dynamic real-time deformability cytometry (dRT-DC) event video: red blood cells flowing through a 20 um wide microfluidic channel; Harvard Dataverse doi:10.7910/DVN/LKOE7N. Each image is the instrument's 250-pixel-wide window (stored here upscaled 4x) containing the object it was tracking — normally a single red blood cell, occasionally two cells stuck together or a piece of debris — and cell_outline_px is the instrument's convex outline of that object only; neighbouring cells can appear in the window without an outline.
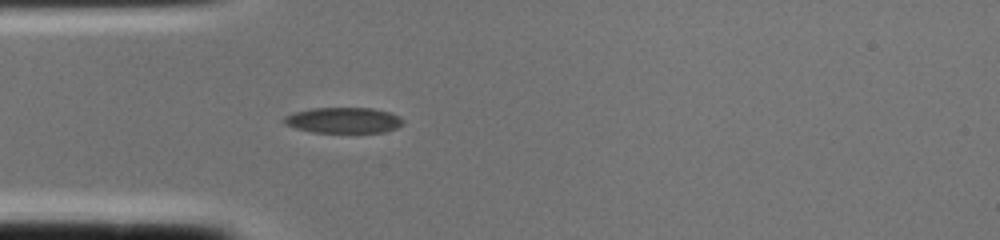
{"species": "common noctule bat (a hibernating species)", "species_latin": "Nyctalus noctula", "temperature_condition": "cold", "stored_images_in_passage": 2, "camera_frame_rate_fps": 3000, "um_per_image_px": 0.085, "animal": {"sex": "female", "body_mass_g": 22.0, "forearm_length_mm": 56.7}, "frame": {"image": 1, "passage_image": 2, "time_ms": 0.333, "image_size_px": [1000, 240], "cell_outline_px": [[404, 124], [396, 128], [384, 132], [312, 132], [296, 128], [284, 124], [284, 116], [292, 112], [312, 108], [372, 108], [388, 112], [400, 116], [404, 120]], "centroid_in_image_um": [29.2, 10.22], "position_along_channel_um": 55.8, "area_um2": 17.86}}